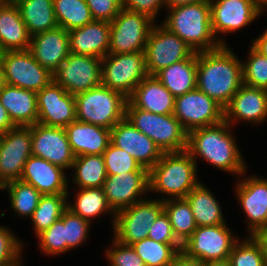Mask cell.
<instances>
[{"label":"cell","instance_id":"6da1fadb","mask_svg":"<svg viewBox=\"0 0 267 266\" xmlns=\"http://www.w3.org/2000/svg\"><path fill=\"white\" fill-rule=\"evenodd\" d=\"M228 46L197 52L196 88L223 108L243 85L242 62Z\"/></svg>","mask_w":267,"mask_h":266},{"label":"cell","instance_id":"7a4b0ae2","mask_svg":"<svg viewBox=\"0 0 267 266\" xmlns=\"http://www.w3.org/2000/svg\"><path fill=\"white\" fill-rule=\"evenodd\" d=\"M232 128L223 120L219 124L191 130L188 132L186 151L196 164L199 157L215 169L239 177L246 172L247 164L235 142L236 137L232 135Z\"/></svg>","mask_w":267,"mask_h":266},{"label":"cell","instance_id":"3957f363","mask_svg":"<svg viewBox=\"0 0 267 266\" xmlns=\"http://www.w3.org/2000/svg\"><path fill=\"white\" fill-rule=\"evenodd\" d=\"M198 166L185 150L163 152L160 160L149 170V192L167 196L161 200L185 198L201 181Z\"/></svg>","mask_w":267,"mask_h":266},{"label":"cell","instance_id":"277c9868","mask_svg":"<svg viewBox=\"0 0 267 266\" xmlns=\"http://www.w3.org/2000/svg\"><path fill=\"white\" fill-rule=\"evenodd\" d=\"M167 11L169 14L161 24L178 35L194 52L215 50L222 46L213 33L209 0L167 8Z\"/></svg>","mask_w":267,"mask_h":266},{"label":"cell","instance_id":"5b68a950","mask_svg":"<svg viewBox=\"0 0 267 266\" xmlns=\"http://www.w3.org/2000/svg\"><path fill=\"white\" fill-rule=\"evenodd\" d=\"M76 120L111 130L125 118L126 98L122 93L102 84L74 95Z\"/></svg>","mask_w":267,"mask_h":266},{"label":"cell","instance_id":"8992f818","mask_svg":"<svg viewBox=\"0 0 267 266\" xmlns=\"http://www.w3.org/2000/svg\"><path fill=\"white\" fill-rule=\"evenodd\" d=\"M125 117L148 136L162 152H181L187 149L188 132L173 114H155L136 108L129 100Z\"/></svg>","mask_w":267,"mask_h":266},{"label":"cell","instance_id":"52a82bcc","mask_svg":"<svg viewBox=\"0 0 267 266\" xmlns=\"http://www.w3.org/2000/svg\"><path fill=\"white\" fill-rule=\"evenodd\" d=\"M148 76L145 53H108L101 62V84L129 98Z\"/></svg>","mask_w":267,"mask_h":266},{"label":"cell","instance_id":"ba28073f","mask_svg":"<svg viewBox=\"0 0 267 266\" xmlns=\"http://www.w3.org/2000/svg\"><path fill=\"white\" fill-rule=\"evenodd\" d=\"M155 23L148 15L122 8L110 22L108 53L144 52L148 35Z\"/></svg>","mask_w":267,"mask_h":266},{"label":"cell","instance_id":"9c48e42d","mask_svg":"<svg viewBox=\"0 0 267 266\" xmlns=\"http://www.w3.org/2000/svg\"><path fill=\"white\" fill-rule=\"evenodd\" d=\"M163 211V201L159 198L134 203L115 214L113 237L126 245L148 238L150 227Z\"/></svg>","mask_w":267,"mask_h":266},{"label":"cell","instance_id":"30bf717a","mask_svg":"<svg viewBox=\"0 0 267 266\" xmlns=\"http://www.w3.org/2000/svg\"><path fill=\"white\" fill-rule=\"evenodd\" d=\"M144 53L147 73L155 76L171 64L189 58L194 51L178 35L155 23L148 35Z\"/></svg>","mask_w":267,"mask_h":266},{"label":"cell","instance_id":"8fae6325","mask_svg":"<svg viewBox=\"0 0 267 266\" xmlns=\"http://www.w3.org/2000/svg\"><path fill=\"white\" fill-rule=\"evenodd\" d=\"M240 240L234 237L227 224L200 226L182 244V252L202 262L229 259L234 244Z\"/></svg>","mask_w":267,"mask_h":266},{"label":"cell","instance_id":"7c38bea8","mask_svg":"<svg viewBox=\"0 0 267 266\" xmlns=\"http://www.w3.org/2000/svg\"><path fill=\"white\" fill-rule=\"evenodd\" d=\"M31 155V126H15L0 134V190L6 183L20 180Z\"/></svg>","mask_w":267,"mask_h":266},{"label":"cell","instance_id":"4fadbf2b","mask_svg":"<svg viewBox=\"0 0 267 266\" xmlns=\"http://www.w3.org/2000/svg\"><path fill=\"white\" fill-rule=\"evenodd\" d=\"M173 115L187 132L219 124L224 120V108L197 88L175 97Z\"/></svg>","mask_w":267,"mask_h":266},{"label":"cell","instance_id":"5bb4252c","mask_svg":"<svg viewBox=\"0 0 267 266\" xmlns=\"http://www.w3.org/2000/svg\"><path fill=\"white\" fill-rule=\"evenodd\" d=\"M101 58L70 53L52 74L53 81L76 95L101 85Z\"/></svg>","mask_w":267,"mask_h":266},{"label":"cell","instance_id":"9a60e30c","mask_svg":"<svg viewBox=\"0 0 267 266\" xmlns=\"http://www.w3.org/2000/svg\"><path fill=\"white\" fill-rule=\"evenodd\" d=\"M6 84L38 92L52 80V74L42 67L29 49L6 51L2 64Z\"/></svg>","mask_w":267,"mask_h":266},{"label":"cell","instance_id":"2e32d148","mask_svg":"<svg viewBox=\"0 0 267 266\" xmlns=\"http://www.w3.org/2000/svg\"><path fill=\"white\" fill-rule=\"evenodd\" d=\"M209 2L213 33L221 45H227L225 37L222 38L223 34L243 29L262 15L253 0H209Z\"/></svg>","mask_w":267,"mask_h":266},{"label":"cell","instance_id":"e0dca14e","mask_svg":"<svg viewBox=\"0 0 267 266\" xmlns=\"http://www.w3.org/2000/svg\"><path fill=\"white\" fill-rule=\"evenodd\" d=\"M38 122L48 127L65 128L76 120V103L72 94L53 80L36 92Z\"/></svg>","mask_w":267,"mask_h":266},{"label":"cell","instance_id":"ac0fdd59","mask_svg":"<svg viewBox=\"0 0 267 266\" xmlns=\"http://www.w3.org/2000/svg\"><path fill=\"white\" fill-rule=\"evenodd\" d=\"M109 207L117 212L144 200L149 193V170L109 175L103 184Z\"/></svg>","mask_w":267,"mask_h":266},{"label":"cell","instance_id":"d6986e66","mask_svg":"<svg viewBox=\"0 0 267 266\" xmlns=\"http://www.w3.org/2000/svg\"><path fill=\"white\" fill-rule=\"evenodd\" d=\"M32 155L66 170L72 168L75 155L66 132L61 127H48L36 123L31 125Z\"/></svg>","mask_w":267,"mask_h":266},{"label":"cell","instance_id":"ffe728a7","mask_svg":"<svg viewBox=\"0 0 267 266\" xmlns=\"http://www.w3.org/2000/svg\"><path fill=\"white\" fill-rule=\"evenodd\" d=\"M111 143L130 154L142 167L150 170L163 152L152 139L139 131L126 117L110 130Z\"/></svg>","mask_w":267,"mask_h":266},{"label":"cell","instance_id":"44dd1931","mask_svg":"<svg viewBox=\"0 0 267 266\" xmlns=\"http://www.w3.org/2000/svg\"><path fill=\"white\" fill-rule=\"evenodd\" d=\"M245 172L235 186L236 197L247 218L248 235H254L267 219V178Z\"/></svg>","mask_w":267,"mask_h":266},{"label":"cell","instance_id":"7402d4cb","mask_svg":"<svg viewBox=\"0 0 267 266\" xmlns=\"http://www.w3.org/2000/svg\"><path fill=\"white\" fill-rule=\"evenodd\" d=\"M267 119V90L242 85L224 107V120L234 127L240 121L260 125Z\"/></svg>","mask_w":267,"mask_h":266},{"label":"cell","instance_id":"603a6c76","mask_svg":"<svg viewBox=\"0 0 267 266\" xmlns=\"http://www.w3.org/2000/svg\"><path fill=\"white\" fill-rule=\"evenodd\" d=\"M29 50L34 59L53 74L69 56V32L57 26L54 29L31 36Z\"/></svg>","mask_w":267,"mask_h":266},{"label":"cell","instance_id":"cb8c5ba5","mask_svg":"<svg viewBox=\"0 0 267 266\" xmlns=\"http://www.w3.org/2000/svg\"><path fill=\"white\" fill-rule=\"evenodd\" d=\"M20 180L42 195L68 194L71 184L64 169L34 155L26 161Z\"/></svg>","mask_w":267,"mask_h":266},{"label":"cell","instance_id":"d4e9b609","mask_svg":"<svg viewBox=\"0 0 267 266\" xmlns=\"http://www.w3.org/2000/svg\"><path fill=\"white\" fill-rule=\"evenodd\" d=\"M69 32L70 52L103 58L110 44V22L94 20Z\"/></svg>","mask_w":267,"mask_h":266},{"label":"cell","instance_id":"484cf974","mask_svg":"<svg viewBox=\"0 0 267 266\" xmlns=\"http://www.w3.org/2000/svg\"><path fill=\"white\" fill-rule=\"evenodd\" d=\"M64 129L75 157L102 155L111 142L110 130L97 125L75 120Z\"/></svg>","mask_w":267,"mask_h":266},{"label":"cell","instance_id":"4316f807","mask_svg":"<svg viewBox=\"0 0 267 266\" xmlns=\"http://www.w3.org/2000/svg\"><path fill=\"white\" fill-rule=\"evenodd\" d=\"M0 103L15 126H31L38 122L35 91L6 84L0 90Z\"/></svg>","mask_w":267,"mask_h":266},{"label":"cell","instance_id":"83f0119b","mask_svg":"<svg viewBox=\"0 0 267 266\" xmlns=\"http://www.w3.org/2000/svg\"><path fill=\"white\" fill-rule=\"evenodd\" d=\"M128 100L141 110L155 114H173L175 97L156 76L148 75Z\"/></svg>","mask_w":267,"mask_h":266},{"label":"cell","instance_id":"f1b7e54d","mask_svg":"<svg viewBox=\"0 0 267 266\" xmlns=\"http://www.w3.org/2000/svg\"><path fill=\"white\" fill-rule=\"evenodd\" d=\"M31 36L17 5H0V45L6 51L27 50Z\"/></svg>","mask_w":267,"mask_h":266},{"label":"cell","instance_id":"f546056e","mask_svg":"<svg viewBox=\"0 0 267 266\" xmlns=\"http://www.w3.org/2000/svg\"><path fill=\"white\" fill-rule=\"evenodd\" d=\"M174 96L184 95L196 89L197 52L189 58L175 62L155 75Z\"/></svg>","mask_w":267,"mask_h":266},{"label":"cell","instance_id":"4dcf8cb0","mask_svg":"<svg viewBox=\"0 0 267 266\" xmlns=\"http://www.w3.org/2000/svg\"><path fill=\"white\" fill-rule=\"evenodd\" d=\"M214 196L211 190L200 182L185 197L197 227L226 224L222 207Z\"/></svg>","mask_w":267,"mask_h":266},{"label":"cell","instance_id":"1f68e13d","mask_svg":"<svg viewBox=\"0 0 267 266\" xmlns=\"http://www.w3.org/2000/svg\"><path fill=\"white\" fill-rule=\"evenodd\" d=\"M17 6L30 36L58 26L53 0H23Z\"/></svg>","mask_w":267,"mask_h":266},{"label":"cell","instance_id":"d6a6232c","mask_svg":"<svg viewBox=\"0 0 267 266\" xmlns=\"http://www.w3.org/2000/svg\"><path fill=\"white\" fill-rule=\"evenodd\" d=\"M75 202L68 200L67 208L74 214L79 215L90 224L92 219L108 213L111 215L112 228L115 222V213L109 207L106 195L102 187L77 189Z\"/></svg>","mask_w":267,"mask_h":266},{"label":"cell","instance_id":"836d02e7","mask_svg":"<svg viewBox=\"0 0 267 266\" xmlns=\"http://www.w3.org/2000/svg\"><path fill=\"white\" fill-rule=\"evenodd\" d=\"M71 169V180L79 189L103 187L107 177L103 155L77 156Z\"/></svg>","mask_w":267,"mask_h":266},{"label":"cell","instance_id":"e575fe53","mask_svg":"<svg viewBox=\"0 0 267 266\" xmlns=\"http://www.w3.org/2000/svg\"><path fill=\"white\" fill-rule=\"evenodd\" d=\"M164 211L170 219L177 240L184 244L197 228L191 207L185 198L163 201Z\"/></svg>","mask_w":267,"mask_h":266},{"label":"cell","instance_id":"d590c367","mask_svg":"<svg viewBox=\"0 0 267 266\" xmlns=\"http://www.w3.org/2000/svg\"><path fill=\"white\" fill-rule=\"evenodd\" d=\"M68 194L42 195L36 210L30 218L34 232L37 236L48 229L55 221L59 220L67 209Z\"/></svg>","mask_w":267,"mask_h":266},{"label":"cell","instance_id":"8d00e7d4","mask_svg":"<svg viewBox=\"0 0 267 266\" xmlns=\"http://www.w3.org/2000/svg\"><path fill=\"white\" fill-rule=\"evenodd\" d=\"M57 25L67 31L94 21L85 0H53Z\"/></svg>","mask_w":267,"mask_h":266},{"label":"cell","instance_id":"74e56055","mask_svg":"<svg viewBox=\"0 0 267 266\" xmlns=\"http://www.w3.org/2000/svg\"><path fill=\"white\" fill-rule=\"evenodd\" d=\"M145 266H170L175 256L182 250V244L160 243L150 238L131 245Z\"/></svg>","mask_w":267,"mask_h":266},{"label":"cell","instance_id":"f35d334b","mask_svg":"<svg viewBox=\"0 0 267 266\" xmlns=\"http://www.w3.org/2000/svg\"><path fill=\"white\" fill-rule=\"evenodd\" d=\"M2 190H7L14 214L29 219L36 210L42 196L36 188L21 180L6 183Z\"/></svg>","mask_w":267,"mask_h":266},{"label":"cell","instance_id":"ab89813d","mask_svg":"<svg viewBox=\"0 0 267 266\" xmlns=\"http://www.w3.org/2000/svg\"><path fill=\"white\" fill-rule=\"evenodd\" d=\"M237 241L229 255L232 266H266L261 244L252 235Z\"/></svg>","mask_w":267,"mask_h":266},{"label":"cell","instance_id":"60d3db41","mask_svg":"<svg viewBox=\"0 0 267 266\" xmlns=\"http://www.w3.org/2000/svg\"><path fill=\"white\" fill-rule=\"evenodd\" d=\"M247 56L246 61H241L243 84L267 90V58L257 52L251 45Z\"/></svg>","mask_w":267,"mask_h":266},{"label":"cell","instance_id":"b9f144b4","mask_svg":"<svg viewBox=\"0 0 267 266\" xmlns=\"http://www.w3.org/2000/svg\"><path fill=\"white\" fill-rule=\"evenodd\" d=\"M64 222V234L66 240V253L83 245L88 239L91 224L74 214L68 208L63 212L61 218Z\"/></svg>","mask_w":267,"mask_h":266},{"label":"cell","instance_id":"7bdbcfd3","mask_svg":"<svg viewBox=\"0 0 267 266\" xmlns=\"http://www.w3.org/2000/svg\"><path fill=\"white\" fill-rule=\"evenodd\" d=\"M107 176L120 175L137 170H147L142 167L130 154L114 146L111 142L102 154Z\"/></svg>","mask_w":267,"mask_h":266},{"label":"cell","instance_id":"ee69618b","mask_svg":"<svg viewBox=\"0 0 267 266\" xmlns=\"http://www.w3.org/2000/svg\"><path fill=\"white\" fill-rule=\"evenodd\" d=\"M17 237L7 226L0 225V266H24L21 255L25 244Z\"/></svg>","mask_w":267,"mask_h":266},{"label":"cell","instance_id":"f6af8a7d","mask_svg":"<svg viewBox=\"0 0 267 266\" xmlns=\"http://www.w3.org/2000/svg\"><path fill=\"white\" fill-rule=\"evenodd\" d=\"M38 245L42 254L59 256L66 252V240L64 234V222L59 219L48 229L43 230L37 236Z\"/></svg>","mask_w":267,"mask_h":266},{"label":"cell","instance_id":"bcb514c9","mask_svg":"<svg viewBox=\"0 0 267 266\" xmlns=\"http://www.w3.org/2000/svg\"><path fill=\"white\" fill-rule=\"evenodd\" d=\"M104 256L110 263L108 266H145L131 245L120 243L114 237Z\"/></svg>","mask_w":267,"mask_h":266},{"label":"cell","instance_id":"7dc6e473","mask_svg":"<svg viewBox=\"0 0 267 266\" xmlns=\"http://www.w3.org/2000/svg\"><path fill=\"white\" fill-rule=\"evenodd\" d=\"M94 20L111 22L122 9L121 0H85Z\"/></svg>","mask_w":267,"mask_h":266},{"label":"cell","instance_id":"c3c4849f","mask_svg":"<svg viewBox=\"0 0 267 266\" xmlns=\"http://www.w3.org/2000/svg\"><path fill=\"white\" fill-rule=\"evenodd\" d=\"M148 238L160 243L181 244L174 235L168 215L163 211L148 232Z\"/></svg>","mask_w":267,"mask_h":266},{"label":"cell","instance_id":"681fc988","mask_svg":"<svg viewBox=\"0 0 267 266\" xmlns=\"http://www.w3.org/2000/svg\"><path fill=\"white\" fill-rule=\"evenodd\" d=\"M122 8L148 15L156 20L162 7H165V0H121Z\"/></svg>","mask_w":267,"mask_h":266},{"label":"cell","instance_id":"f907efd6","mask_svg":"<svg viewBox=\"0 0 267 266\" xmlns=\"http://www.w3.org/2000/svg\"><path fill=\"white\" fill-rule=\"evenodd\" d=\"M170 266H205V262H202L195 258L186 256L180 251L174 258Z\"/></svg>","mask_w":267,"mask_h":266},{"label":"cell","instance_id":"816d5d0a","mask_svg":"<svg viewBox=\"0 0 267 266\" xmlns=\"http://www.w3.org/2000/svg\"><path fill=\"white\" fill-rule=\"evenodd\" d=\"M257 52L267 58V29L261 35L251 41L250 44Z\"/></svg>","mask_w":267,"mask_h":266},{"label":"cell","instance_id":"f5cc1de1","mask_svg":"<svg viewBox=\"0 0 267 266\" xmlns=\"http://www.w3.org/2000/svg\"><path fill=\"white\" fill-rule=\"evenodd\" d=\"M15 125L9 118L7 110L0 103V134L12 130Z\"/></svg>","mask_w":267,"mask_h":266},{"label":"cell","instance_id":"db71d44e","mask_svg":"<svg viewBox=\"0 0 267 266\" xmlns=\"http://www.w3.org/2000/svg\"><path fill=\"white\" fill-rule=\"evenodd\" d=\"M207 1V0H165V8H175L178 6L195 4L198 2Z\"/></svg>","mask_w":267,"mask_h":266},{"label":"cell","instance_id":"11a10c76","mask_svg":"<svg viewBox=\"0 0 267 266\" xmlns=\"http://www.w3.org/2000/svg\"><path fill=\"white\" fill-rule=\"evenodd\" d=\"M253 236L261 244L267 266V233H255Z\"/></svg>","mask_w":267,"mask_h":266},{"label":"cell","instance_id":"9f6ffc18","mask_svg":"<svg viewBox=\"0 0 267 266\" xmlns=\"http://www.w3.org/2000/svg\"><path fill=\"white\" fill-rule=\"evenodd\" d=\"M205 266H232L229 259L226 260H217V261H208L205 262Z\"/></svg>","mask_w":267,"mask_h":266},{"label":"cell","instance_id":"6f0895ef","mask_svg":"<svg viewBox=\"0 0 267 266\" xmlns=\"http://www.w3.org/2000/svg\"><path fill=\"white\" fill-rule=\"evenodd\" d=\"M253 1L255 3L256 8L261 14L265 12V9L267 10V0H253Z\"/></svg>","mask_w":267,"mask_h":266},{"label":"cell","instance_id":"680465c9","mask_svg":"<svg viewBox=\"0 0 267 266\" xmlns=\"http://www.w3.org/2000/svg\"><path fill=\"white\" fill-rule=\"evenodd\" d=\"M6 85V80L4 76V71L2 67H0V90Z\"/></svg>","mask_w":267,"mask_h":266},{"label":"cell","instance_id":"91938a15","mask_svg":"<svg viewBox=\"0 0 267 266\" xmlns=\"http://www.w3.org/2000/svg\"><path fill=\"white\" fill-rule=\"evenodd\" d=\"M6 50L0 45V67H2Z\"/></svg>","mask_w":267,"mask_h":266},{"label":"cell","instance_id":"94428289","mask_svg":"<svg viewBox=\"0 0 267 266\" xmlns=\"http://www.w3.org/2000/svg\"><path fill=\"white\" fill-rule=\"evenodd\" d=\"M256 233H267V219L263 226Z\"/></svg>","mask_w":267,"mask_h":266},{"label":"cell","instance_id":"6125c7cd","mask_svg":"<svg viewBox=\"0 0 267 266\" xmlns=\"http://www.w3.org/2000/svg\"><path fill=\"white\" fill-rule=\"evenodd\" d=\"M21 1H23V0H4V4H14V5H17Z\"/></svg>","mask_w":267,"mask_h":266},{"label":"cell","instance_id":"be15d7a7","mask_svg":"<svg viewBox=\"0 0 267 266\" xmlns=\"http://www.w3.org/2000/svg\"><path fill=\"white\" fill-rule=\"evenodd\" d=\"M4 4V0H0V5Z\"/></svg>","mask_w":267,"mask_h":266}]
</instances>
